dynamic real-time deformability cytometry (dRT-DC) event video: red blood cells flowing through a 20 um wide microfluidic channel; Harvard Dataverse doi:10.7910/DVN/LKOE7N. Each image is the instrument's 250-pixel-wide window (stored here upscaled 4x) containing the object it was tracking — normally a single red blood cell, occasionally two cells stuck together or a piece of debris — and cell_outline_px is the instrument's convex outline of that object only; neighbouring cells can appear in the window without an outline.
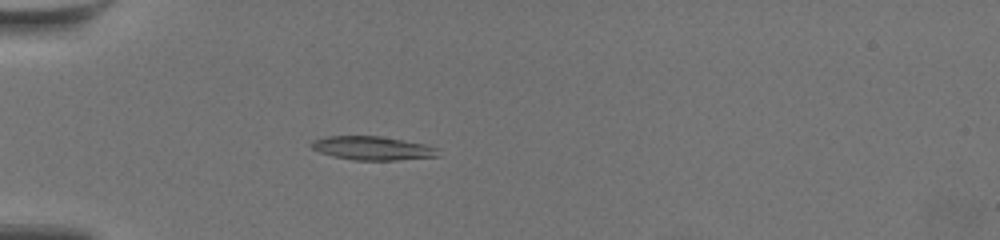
{"species": "common noctule bat (a hibernating species)", "species_latin": "Nyctalus noctula", "temperature_condition": "warm", "stored_images_in_passage": 61, "camera_frame_rate_fps": 3000, "um_per_image_px": 0.085, "animal": {"sex": "female", "body_mass_g": 19.5, "forearm_length_mm": 54.1}, "frame": {"image": 1, "passage_image": 20, "time_ms": 6.333, "image_size_px": [1000, 240], "cell_outline_px": [[440, 156], [396, 160], [352, 160], [332, 156], [320, 152], [312, 148], [308, 144], [312, 140], [324, 136], [380, 136], [428, 144], [436, 148]], "centroid_in_image_um": [31.63, 12.59], "position_along_channel_um": 53.4, "area_um2": 17.69}}
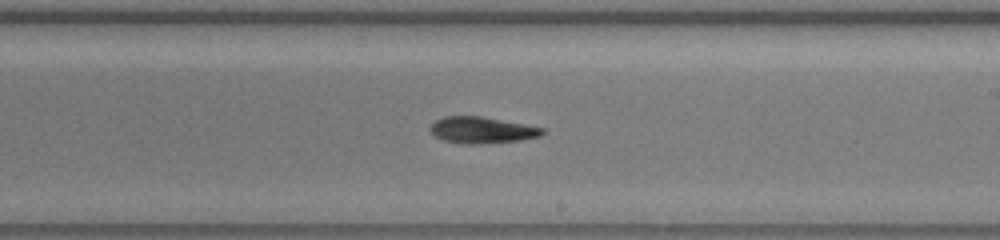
{"frame": {"image": 2, "passage_image": 38, "time_ms": 12.333, "image_size_px": [1000, 240], "cell_outline_px": [[548, 132], [540, 136], [520, 140], [480, 144], [460, 144], [444, 140], [432, 136], [428, 128], [436, 120], [444, 116], [480, 116], [524, 124], [544, 128]], "centroid_in_image_um": [40.94, 11.06], "position_along_channel_um": 248.1, "area_um2": 17.46}}
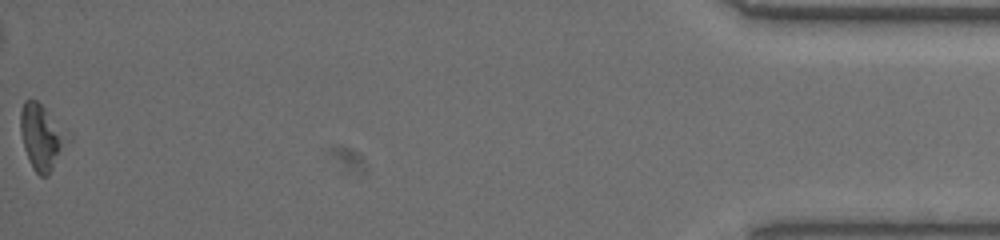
{"frame": {"image": 3, "passage_image": 61, "time_ms": 20.0, "image_size_px": [1000, 240], "cell_outline_px": [[72, 140], [48, 176], [40, 176], [32, 168], [28, 160], [24, 148], [20, 132], [20, 112], [24, 100], [36, 100], [72, 132]], "centroid_in_image_um": [3.62, 11.65], "position_along_channel_um": 431.6, "area_um2": 18.84}, "authors_computed_cell_mechanics": {"area_um2": 17.4556, "velocity_mm_per_s": 3.5462, "shape_relaxation_time_tau1_ms": 2.9109, "shape_relaxation_time_tau2_ms": null, "deformation_change_tau1": 0.1548, "deformation_change_tau2": null}}